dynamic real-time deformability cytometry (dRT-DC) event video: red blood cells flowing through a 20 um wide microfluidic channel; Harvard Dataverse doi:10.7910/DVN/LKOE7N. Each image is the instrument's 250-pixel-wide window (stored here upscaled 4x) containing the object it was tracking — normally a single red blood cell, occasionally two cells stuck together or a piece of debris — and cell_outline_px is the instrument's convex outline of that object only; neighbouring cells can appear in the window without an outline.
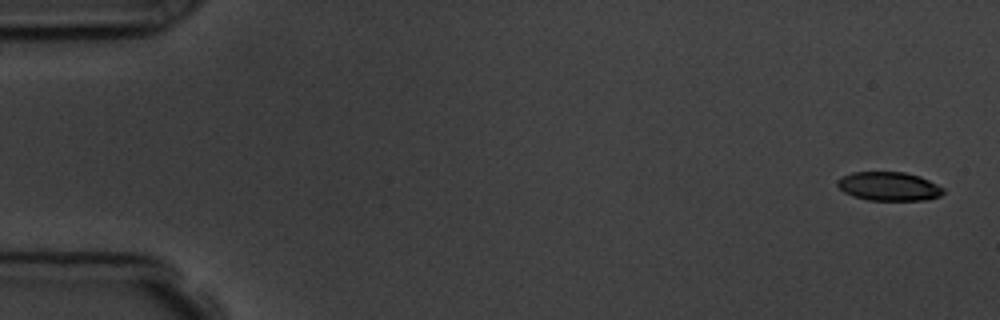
{"species": "common noctule bat (a hibernating species)", "species_latin": "Nyctalus noctula", "temperature_condition": "room temperature", "stored_images_in_passage": 4, "camera_frame_rate_fps": 3000, "um_per_image_px": 0.085, "animal": {"sex": "male", "body_mass_g": 19.5, "forearm_length_mm": 54.6}, "frame": {"image": 1, "passage_image": 1, "time_ms": 0.0, "image_size_px": [1000, 320], "cell_outline_px": [[944, 192], [940, 196], [924, 200], [868, 200], [852, 196], [844, 192], [836, 184], [836, 180], [840, 176], [852, 172], [904, 172], [920, 176], [944, 188]], "centroid_in_image_um": [75.52, 15.83], "position_along_channel_um": 9.5, "area_um2": 17.86}}
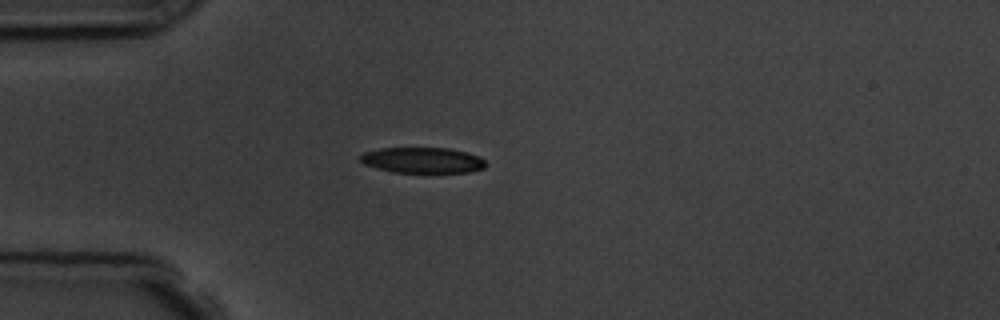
{"frame": {"image": 2, "passage_image": 4, "time_ms": 4.333, "image_size_px": [1000, 320], "cell_outline_px": [[488, 164], [484, 168], [468, 172], [392, 172], [364, 164], [360, 160], [360, 156], [364, 152], [380, 148], [448, 148], [480, 156]], "centroid_in_image_um": [35.93, 13.61], "position_along_channel_um": 49.1, "area_um2": 18.67}}